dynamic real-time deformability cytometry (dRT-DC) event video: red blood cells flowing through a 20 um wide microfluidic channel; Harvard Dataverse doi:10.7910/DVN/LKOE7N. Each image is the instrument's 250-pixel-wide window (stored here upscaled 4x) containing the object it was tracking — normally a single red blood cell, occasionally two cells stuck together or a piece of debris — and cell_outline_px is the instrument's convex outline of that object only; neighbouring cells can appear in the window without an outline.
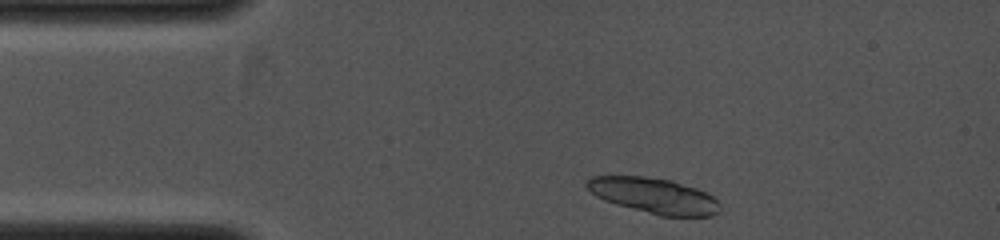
{"species": "common noctule bat (a hibernating species)", "species_latin": "Nyctalus noctula", "temperature_condition": "cold", "stored_images_in_passage": 6, "camera_frame_rate_fps": 4000, "um_per_image_px": 0.085, "animal": {"sex": "female", "body_mass_g": 19.0, "forearm_length_mm": 53.3}, "frame": {"image": 1, "passage_image": 2, "time_ms": 0.25, "image_size_px": [1000, 240], "cell_outline_px": [[720, 208], [712, 216], [660, 216], [616, 204], [604, 200], [596, 196], [584, 184], [584, 180], [592, 176], [644, 176], [672, 180], [696, 188], [712, 196], [720, 204]], "centroid_in_image_um": [55.55, 16.62], "position_along_channel_um": 29.5, "area_um2": 27.51}}